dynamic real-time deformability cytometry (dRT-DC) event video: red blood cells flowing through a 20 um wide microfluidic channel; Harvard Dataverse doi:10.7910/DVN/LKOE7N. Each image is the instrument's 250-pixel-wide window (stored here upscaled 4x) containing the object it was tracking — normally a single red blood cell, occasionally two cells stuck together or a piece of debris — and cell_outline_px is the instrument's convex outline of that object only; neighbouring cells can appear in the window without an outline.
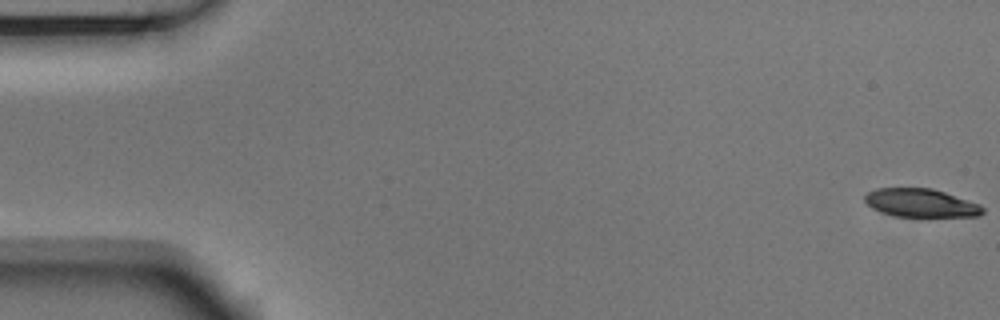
{"species": "Egyptian fruit bat (a non-hibernating species)", "species_latin": "Rousettus aegyptiacus", "temperature_condition": "room temperature", "stored_images_in_passage": 6, "camera_frame_rate_fps": 3000, "um_per_image_px": 0.085, "animal": {"sex": "male"}, "frame": {"image": 1, "passage_image": 1, "time_ms": 0.0, "image_size_px": [1000, 320], "cell_outline_px": [[984, 212], [980, 216], [928, 220], [892, 216], [872, 208], [864, 200], [864, 196], [868, 192], [876, 188], [932, 188], [980, 204], [984, 208]], "centroid_in_image_um": [78.33, 17.32], "position_along_channel_um": 6.7, "area_um2": 20.63}}